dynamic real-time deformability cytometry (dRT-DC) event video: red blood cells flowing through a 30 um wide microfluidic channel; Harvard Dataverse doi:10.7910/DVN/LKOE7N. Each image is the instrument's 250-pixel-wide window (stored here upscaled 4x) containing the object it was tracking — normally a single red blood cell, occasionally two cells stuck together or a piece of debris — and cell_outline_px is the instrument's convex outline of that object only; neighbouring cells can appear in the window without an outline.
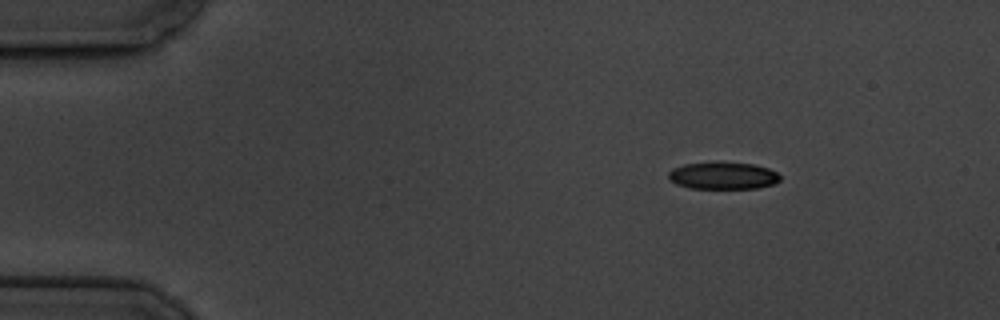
{"species": "common noctule bat (a hibernating species)", "species_latin": "Nyctalus noctula", "temperature_condition": "cold", "stored_images_in_passage": 7, "camera_frame_rate_fps": 3000, "um_per_image_px": 0.085, "animal": {"sex": "male", "body_mass_g": 19.5, "forearm_length_mm": 54.6}, "frame": {"image": 1, "passage_image": 1, "time_ms": 0.0, "image_size_px": [1000, 320], "cell_outline_px": [[780, 180], [776, 184], [756, 188], [688, 188], [676, 184], [668, 180], [668, 172], [672, 168], [684, 164], [756, 164], [768, 168], [776, 172], [780, 176]], "centroid_in_image_um": [61.45, 14.96], "position_along_channel_um": 23.6, "area_um2": 17.28}}
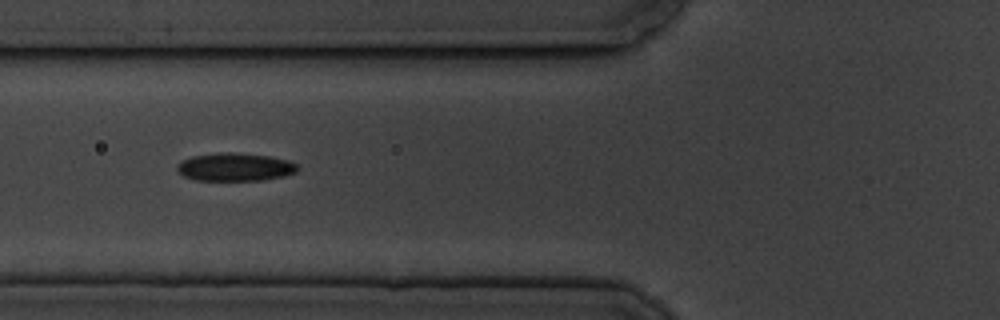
{"frame": {"image": 2, "passage_image": 5, "time_ms": 4.667, "image_size_px": [1000, 320], "cell_outline_px": [[300, 168], [296, 172], [284, 176], [260, 180], [196, 180], [184, 176], [176, 168], [176, 164], [180, 160], [192, 156], [220, 152], [232, 152], [272, 156], [288, 160], [296, 164]], "centroid_in_image_um": [19.97, 14.18], "position_along_channel_um": 105.8, "area_um2": 19.83}}
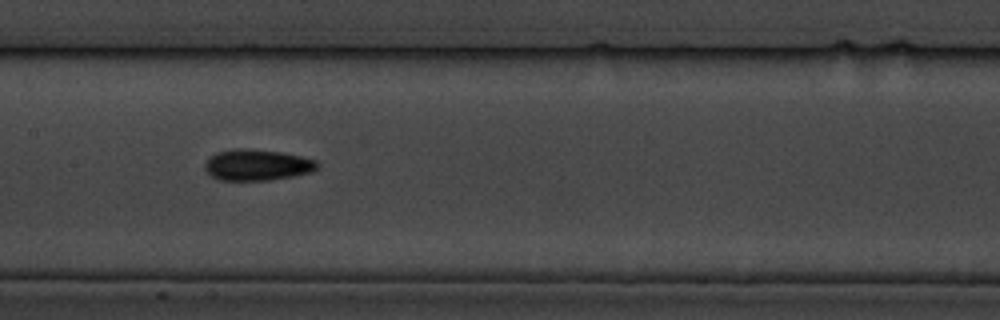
{"frame": {"image": 3, "passage_image": 7, "time_ms": 7.0, "image_size_px": [1000, 320], "cell_outline_px": [[320, 164], [312, 172], [272, 180], [220, 180], [212, 176], [204, 168], [204, 164], [216, 152], [236, 148], [244, 148], [280, 152], [300, 156], [316, 160]], "centroid_in_image_um": [21.86, 14.02], "position_along_channel_um": 185.5, "area_um2": 20.29}}